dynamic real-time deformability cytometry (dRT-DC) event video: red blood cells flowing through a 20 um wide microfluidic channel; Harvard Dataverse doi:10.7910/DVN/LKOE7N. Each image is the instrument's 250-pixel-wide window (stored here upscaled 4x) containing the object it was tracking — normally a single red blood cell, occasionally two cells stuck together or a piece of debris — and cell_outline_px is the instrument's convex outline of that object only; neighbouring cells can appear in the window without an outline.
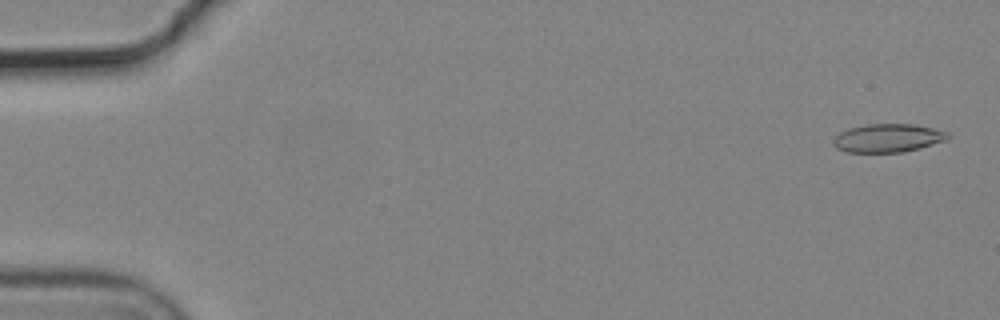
{"species": "common noctule bat (a hibernating species)", "species_latin": "Nyctalus noctula", "temperature_condition": "cold", "stored_images_in_passage": 5, "camera_frame_rate_fps": 3000, "um_per_image_px": 0.085, "animal": {"sex": "male", "body_mass_g": 19.2, "forearm_length_mm": 51.8}, "frame": {"image": 1, "passage_image": 1, "time_ms": 0.0, "image_size_px": [1000, 320], "cell_outline_px": [[952, 136], [944, 140], [920, 148], [904, 152], [848, 152], [836, 148], [832, 144], [832, 140], [840, 132], [848, 128], [868, 124], [912, 124], [932, 128], [948, 132]], "centroid_in_image_um": [75.44, 11.73], "position_along_channel_um": 9.6, "area_um2": 18.9}}
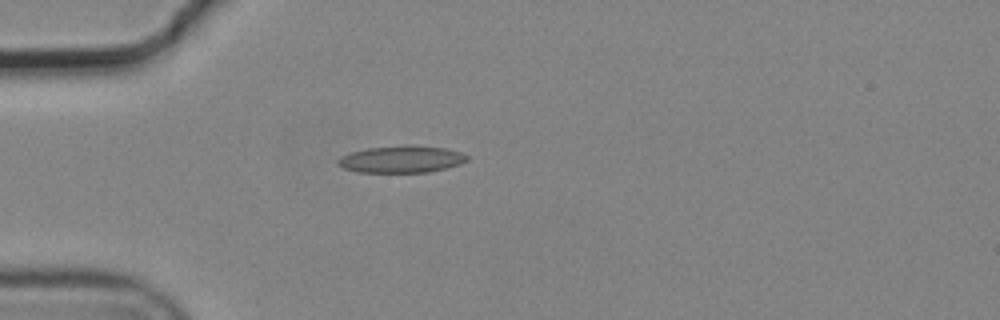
{"frame": {"image": 2, "passage_image": 5, "time_ms": 1.333, "image_size_px": [1000, 320], "cell_outline_px": [[468, 160], [460, 164], [428, 172], [356, 172], [344, 168], [336, 164], [336, 160], [340, 156], [352, 152], [368, 148], [408, 144], [444, 148], [460, 152], [468, 156]], "centroid_in_image_um": [34.09, 13.53], "position_along_channel_um": 50.9, "area_um2": 20.35}}